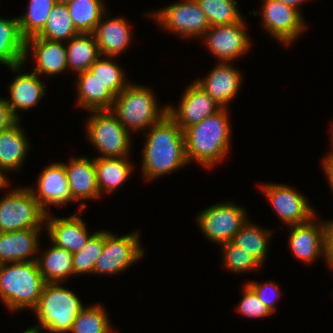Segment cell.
I'll return each instance as SVG.
<instances>
[{"label": "cell", "mask_w": 333, "mask_h": 333, "mask_svg": "<svg viewBox=\"0 0 333 333\" xmlns=\"http://www.w3.org/2000/svg\"><path fill=\"white\" fill-rule=\"evenodd\" d=\"M223 250V262L226 269L239 273L257 270L262 266L252 255L236 246L231 241L221 245Z\"/></svg>", "instance_id": "38"}, {"label": "cell", "mask_w": 333, "mask_h": 333, "mask_svg": "<svg viewBox=\"0 0 333 333\" xmlns=\"http://www.w3.org/2000/svg\"><path fill=\"white\" fill-rule=\"evenodd\" d=\"M111 328L107 312L96 303L81 310L70 333H111Z\"/></svg>", "instance_id": "34"}, {"label": "cell", "mask_w": 333, "mask_h": 333, "mask_svg": "<svg viewBox=\"0 0 333 333\" xmlns=\"http://www.w3.org/2000/svg\"><path fill=\"white\" fill-rule=\"evenodd\" d=\"M10 98L6 99L13 116L20 119L18 111H27L34 105H37L45 96V87L43 81L37 73H20L9 86Z\"/></svg>", "instance_id": "22"}, {"label": "cell", "mask_w": 333, "mask_h": 333, "mask_svg": "<svg viewBox=\"0 0 333 333\" xmlns=\"http://www.w3.org/2000/svg\"><path fill=\"white\" fill-rule=\"evenodd\" d=\"M331 145H332V150H333V133H332V135H331Z\"/></svg>", "instance_id": "48"}, {"label": "cell", "mask_w": 333, "mask_h": 333, "mask_svg": "<svg viewBox=\"0 0 333 333\" xmlns=\"http://www.w3.org/2000/svg\"><path fill=\"white\" fill-rule=\"evenodd\" d=\"M276 1L282 2L285 5L298 10L301 14H302V12L299 10V6H300V4L306 2V0H276Z\"/></svg>", "instance_id": "44"}, {"label": "cell", "mask_w": 333, "mask_h": 333, "mask_svg": "<svg viewBox=\"0 0 333 333\" xmlns=\"http://www.w3.org/2000/svg\"><path fill=\"white\" fill-rule=\"evenodd\" d=\"M55 4V0H29L27 12L18 17L20 32L25 39L37 35L44 28Z\"/></svg>", "instance_id": "33"}, {"label": "cell", "mask_w": 333, "mask_h": 333, "mask_svg": "<svg viewBox=\"0 0 333 333\" xmlns=\"http://www.w3.org/2000/svg\"><path fill=\"white\" fill-rule=\"evenodd\" d=\"M24 54L25 38L20 32L19 18H0V64L18 74L24 66Z\"/></svg>", "instance_id": "25"}, {"label": "cell", "mask_w": 333, "mask_h": 333, "mask_svg": "<svg viewBox=\"0 0 333 333\" xmlns=\"http://www.w3.org/2000/svg\"><path fill=\"white\" fill-rule=\"evenodd\" d=\"M17 121L6 103V99L0 97V132L10 128Z\"/></svg>", "instance_id": "42"}, {"label": "cell", "mask_w": 333, "mask_h": 333, "mask_svg": "<svg viewBox=\"0 0 333 333\" xmlns=\"http://www.w3.org/2000/svg\"><path fill=\"white\" fill-rule=\"evenodd\" d=\"M46 214L29 186L14 188L0 199V232L41 228Z\"/></svg>", "instance_id": "7"}, {"label": "cell", "mask_w": 333, "mask_h": 333, "mask_svg": "<svg viewBox=\"0 0 333 333\" xmlns=\"http://www.w3.org/2000/svg\"><path fill=\"white\" fill-rule=\"evenodd\" d=\"M77 105L89 111L109 110L116 96L89 71L77 74Z\"/></svg>", "instance_id": "26"}, {"label": "cell", "mask_w": 333, "mask_h": 333, "mask_svg": "<svg viewBox=\"0 0 333 333\" xmlns=\"http://www.w3.org/2000/svg\"><path fill=\"white\" fill-rule=\"evenodd\" d=\"M245 213L244 208L234 202H222L204 209L196 219L204 236L211 242L222 245L232 241L234 235L248 221Z\"/></svg>", "instance_id": "8"}, {"label": "cell", "mask_w": 333, "mask_h": 333, "mask_svg": "<svg viewBox=\"0 0 333 333\" xmlns=\"http://www.w3.org/2000/svg\"><path fill=\"white\" fill-rule=\"evenodd\" d=\"M37 193L30 188L41 207L48 213L47 205H63L73 201L69 190L64 164L52 163L38 176Z\"/></svg>", "instance_id": "17"}, {"label": "cell", "mask_w": 333, "mask_h": 333, "mask_svg": "<svg viewBox=\"0 0 333 333\" xmlns=\"http://www.w3.org/2000/svg\"><path fill=\"white\" fill-rule=\"evenodd\" d=\"M129 28L128 21L123 17L106 19V21L101 18L93 33L100 54L103 57H117L123 50L125 51L132 41L131 29Z\"/></svg>", "instance_id": "24"}, {"label": "cell", "mask_w": 333, "mask_h": 333, "mask_svg": "<svg viewBox=\"0 0 333 333\" xmlns=\"http://www.w3.org/2000/svg\"><path fill=\"white\" fill-rule=\"evenodd\" d=\"M86 121L89 142L102 155L99 158L128 157L131 148V132H128L116 115L109 110L90 111Z\"/></svg>", "instance_id": "6"}, {"label": "cell", "mask_w": 333, "mask_h": 333, "mask_svg": "<svg viewBox=\"0 0 333 333\" xmlns=\"http://www.w3.org/2000/svg\"><path fill=\"white\" fill-rule=\"evenodd\" d=\"M324 259L333 268V220L324 222Z\"/></svg>", "instance_id": "41"}, {"label": "cell", "mask_w": 333, "mask_h": 333, "mask_svg": "<svg viewBox=\"0 0 333 333\" xmlns=\"http://www.w3.org/2000/svg\"><path fill=\"white\" fill-rule=\"evenodd\" d=\"M40 230L32 228L0 232V264L37 261L34 254L39 251Z\"/></svg>", "instance_id": "20"}, {"label": "cell", "mask_w": 333, "mask_h": 333, "mask_svg": "<svg viewBox=\"0 0 333 333\" xmlns=\"http://www.w3.org/2000/svg\"><path fill=\"white\" fill-rule=\"evenodd\" d=\"M148 15L157 20L159 26L181 37H202L210 28L206 14L196 0L176 2Z\"/></svg>", "instance_id": "10"}, {"label": "cell", "mask_w": 333, "mask_h": 333, "mask_svg": "<svg viewBox=\"0 0 333 333\" xmlns=\"http://www.w3.org/2000/svg\"><path fill=\"white\" fill-rule=\"evenodd\" d=\"M245 26L243 18L234 24L211 26L202 38L220 62L231 63L250 48L251 40Z\"/></svg>", "instance_id": "13"}, {"label": "cell", "mask_w": 333, "mask_h": 333, "mask_svg": "<svg viewBox=\"0 0 333 333\" xmlns=\"http://www.w3.org/2000/svg\"><path fill=\"white\" fill-rule=\"evenodd\" d=\"M0 264V300L11 311L34 309L46 284L37 261Z\"/></svg>", "instance_id": "3"}, {"label": "cell", "mask_w": 333, "mask_h": 333, "mask_svg": "<svg viewBox=\"0 0 333 333\" xmlns=\"http://www.w3.org/2000/svg\"><path fill=\"white\" fill-rule=\"evenodd\" d=\"M101 55L89 68V72L97 77L106 87L117 96L123 91L130 83L126 82L124 71L112 58L115 56H106L102 58Z\"/></svg>", "instance_id": "35"}, {"label": "cell", "mask_w": 333, "mask_h": 333, "mask_svg": "<svg viewBox=\"0 0 333 333\" xmlns=\"http://www.w3.org/2000/svg\"><path fill=\"white\" fill-rule=\"evenodd\" d=\"M154 96L148 87L131 83L116 96L110 110L128 132L147 131L167 114V106L159 109Z\"/></svg>", "instance_id": "5"}, {"label": "cell", "mask_w": 333, "mask_h": 333, "mask_svg": "<svg viewBox=\"0 0 333 333\" xmlns=\"http://www.w3.org/2000/svg\"><path fill=\"white\" fill-rule=\"evenodd\" d=\"M246 284L257 294L261 302L265 304L273 314L276 311L275 302L281 296L278 284H275L272 281L262 282V284L250 281Z\"/></svg>", "instance_id": "40"}, {"label": "cell", "mask_w": 333, "mask_h": 333, "mask_svg": "<svg viewBox=\"0 0 333 333\" xmlns=\"http://www.w3.org/2000/svg\"><path fill=\"white\" fill-rule=\"evenodd\" d=\"M37 264L46 283H63L74 275L72 253L54 244L37 257Z\"/></svg>", "instance_id": "29"}, {"label": "cell", "mask_w": 333, "mask_h": 333, "mask_svg": "<svg viewBox=\"0 0 333 333\" xmlns=\"http://www.w3.org/2000/svg\"><path fill=\"white\" fill-rule=\"evenodd\" d=\"M176 108L167 105V114L184 131L187 127L216 114L223 107L194 81L186 88Z\"/></svg>", "instance_id": "14"}, {"label": "cell", "mask_w": 333, "mask_h": 333, "mask_svg": "<svg viewBox=\"0 0 333 333\" xmlns=\"http://www.w3.org/2000/svg\"><path fill=\"white\" fill-rule=\"evenodd\" d=\"M68 68L80 74L101 56L93 33H79L66 42Z\"/></svg>", "instance_id": "28"}, {"label": "cell", "mask_w": 333, "mask_h": 333, "mask_svg": "<svg viewBox=\"0 0 333 333\" xmlns=\"http://www.w3.org/2000/svg\"><path fill=\"white\" fill-rule=\"evenodd\" d=\"M31 49L37 65L34 73L56 76L68 69L66 45L62 41H51L36 35L25 39L24 64Z\"/></svg>", "instance_id": "16"}, {"label": "cell", "mask_w": 333, "mask_h": 333, "mask_svg": "<svg viewBox=\"0 0 333 333\" xmlns=\"http://www.w3.org/2000/svg\"><path fill=\"white\" fill-rule=\"evenodd\" d=\"M228 113V108H222L183 131L188 163L194 159L205 168H211L222 162L231 145Z\"/></svg>", "instance_id": "2"}, {"label": "cell", "mask_w": 333, "mask_h": 333, "mask_svg": "<svg viewBox=\"0 0 333 333\" xmlns=\"http://www.w3.org/2000/svg\"><path fill=\"white\" fill-rule=\"evenodd\" d=\"M46 229L50 241L60 248H64L70 253L81 251L88 240L96 233L89 234L86 223L76 214L70 217H52L46 214Z\"/></svg>", "instance_id": "15"}, {"label": "cell", "mask_w": 333, "mask_h": 333, "mask_svg": "<svg viewBox=\"0 0 333 333\" xmlns=\"http://www.w3.org/2000/svg\"><path fill=\"white\" fill-rule=\"evenodd\" d=\"M128 159L129 157L94 158L100 196L102 193H112L128 179L133 172V164Z\"/></svg>", "instance_id": "27"}, {"label": "cell", "mask_w": 333, "mask_h": 333, "mask_svg": "<svg viewBox=\"0 0 333 333\" xmlns=\"http://www.w3.org/2000/svg\"><path fill=\"white\" fill-rule=\"evenodd\" d=\"M68 163L63 164L73 202L99 199L100 192L97 185L94 158L73 157Z\"/></svg>", "instance_id": "21"}, {"label": "cell", "mask_w": 333, "mask_h": 333, "mask_svg": "<svg viewBox=\"0 0 333 333\" xmlns=\"http://www.w3.org/2000/svg\"><path fill=\"white\" fill-rule=\"evenodd\" d=\"M242 76L231 63L219 62L203 79L194 80L223 108L236 97Z\"/></svg>", "instance_id": "18"}, {"label": "cell", "mask_w": 333, "mask_h": 333, "mask_svg": "<svg viewBox=\"0 0 333 333\" xmlns=\"http://www.w3.org/2000/svg\"><path fill=\"white\" fill-rule=\"evenodd\" d=\"M138 231L117 236L104 231V248L98 257L93 274H118L137 262L144 255Z\"/></svg>", "instance_id": "9"}, {"label": "cell", "mask_w": 333, "mask_h": 333, "mask_svg": "<svg viewBox=\"0 0 333 333\" xmlns=\"http://www.w3.org/2000/svg\"><path fill=\"white\" fill-rule=\"evenodd\" d=\"M331 154H328L325 158H323V171H325L327 181L329 182L330 189L333 193V150L330 152Z\"/></svg>", "instance_id": "43"}, {"label": "cell", "mask_w": 333, "mask_h": 333, "mask_svg": "<svg viewBox=\"0 0 333 333\" xmlns=\"http://www.w3.org/2000/svg\"><path fill=\"white\" fill-rule=\"evenodd\" d=\"M263 28L285 46L293 43L306 29L303 15L296 9L276 0H263Z\"/></svg>", "instance_id": "12"}, {"label": "cell", "mask_w": 333, "mask_h": 333, "mask_svg": "<svg viewBox=\"0 0 333 333\" xmlns=\"http://www.w3.org/2000/svg\"><path fill=\"white\" fill-rule=\"evenodd\" d=\"M56 3H63V4H67L68 2L72 1V0H55Z\"/></svg>", "instance_id": "47"}, {"label": "cell", "mask_w": 333, "mask_h": 333, "mask_svg": "<svg viewBox=\"0 0 333 333\" xmlns=\"http://www.w3.org/2000/svg\"><path fill=\"white\" fill-rule=\"evenodd\" d=\"M60 283H46L35 311L40 332L69 333L78 314L84 308L79 297Z\"/></svg>", "instance_id": "4"}, {"label": "cell", "mask_w": 333, "mask_h": 333, "mask_svg": "<svg viewBox=\"0 0 333 333\" xmlns=\"http://www.w3.org/2000/svg\"><path fill=\"white\" fill-rule=\"evenodd\" d=\"M260 188L285 225L307 223L316 216L307 198L293 187L270 183L262 184Z\"/></svg>", "instance_id": "11"}, {"label": "cell", "mask_w": 333, "mask_h": 333, "mask_svg": "<svg viewBox=\"0 0 333 333\" xmlns=\"http://www.w3.org/2000/svg\"><path fill=\"white\" fill-rule=\"evenodd\" d=\"M9 180H7L5 177H3L0 174V189L5 188L8 185Z\"/></svg>", "instance_id": "45"}, {"label": "cell", "mask_w": 333, "mask_h": 333, "mask_svg": "<svg viewBox=\"0 0 333 333\" xmlns=\"http://www.w3.org/2000/svg\"><path fill=\"white\" fill-rule=\"evenodd\" d=\"M211 26L230 25L243 17L236 0H196Z\"/></svg>", "instance_id": "36"}, {"label": "cell", "mask_w": 333, "mask_h": 333, "mask_svg": "<svg viewBox=\"0 0 333 333\" xmlns=\"http://www.w3.org/2000/svg\"><path fill=\"white\" fill-rule=\"evenodd\" d=\"M243 288V298L237 307L240 314L250 318H263L272 315L271 311L247 284H244Z\"/></svg>", "instance_id": "39"}, {"label": "cell", "mask_w": 333, "mask_h": 333, "mask_svg": "<svg viewBox=\"0 0 333 333\" xmlns=\"http://www.w3.org/2000/svg\"><path fill=\"white\" fill-rule=\"evenodd\" d=\"M149 129L141 162V171L146 180L168 175L189 164L184 133L168 114Z\"/></svg>", "instance_id": "1"}, {"label": "cell", "mask_w": 333, "mask_h": 333, "mask_svg": "<svg viewBox=\"0 0 333 333\" xmlns=\"http://www.w3.org/2000/svg\"><path fill=\"white\" fill-rule=\"evenodd\" d=\"M79 32L69 15L67 4L56 3L51 10L44 28L36 35L51 41H69Z\"/></svg>", "instance_id": "32"}, {"label": "cell", "mask_w": 333, "mask_h": 333, "mask_svg": "<svg viewBox=\"0 0 333 333\" xmlns=\"http://www.w3.org/2000/svg\"><path fill=\"white\" fill-rule=\"evenodd\" d=\"M104 248V231L96 232L82 248L72 254L73 271L75 275L93 273L95 263Z\"/></svg>", "instance_id": "37"}, {"label": "cell", "mask_w": 333, "mask_h": 333, "mask_svg": "<svg viewBox=\"0 0 333 333\" xmlns=\"http://www.w3.org/2000/svg\"><path fill=\"white\" fill-rule=\"evenodd\" d=\"M273 231L265 230L261 226L250 223H246L241 229L234 235L232 243L236 246H240L242 250L252 255L261 265L265 264L269 236Z\"/></svg>", "instance_id": "31"}, {"label": "cell", "mask_w": 333, "mask_h": 333, "mask_svg": "<svg viewBox=\"0 0 333 333\" xmlns=\"http://www.w3.org/2000/svg\"><path fill=\"white\" fill-rule=\"evenodd\" d=\"M25 134L20 120L10 128L0 132V174L7 180V175L4 172L20 170L28 154L30 142Z\"/></svg>", "instance_id": "23"}, {"label": "cell", "mask_w": 333, "mask_h": 333, "mask_svg": "<svg viewBox=\"0 0 333 333\" xmlns=\"http://www.w3.org/2000/svg\"><path fill=\"white\" fill-rule=\"evenodd\" d=\"M67 8L79 33H94L100 19L107 17L104 0H72Z\"/></svg>", "instance_id": "30"}, {"label": "cell", "mask_w": 333, "mask_h": 333, "mask_svg": "<svg viewBox=\"0 0 333 333\" xmlns=\"http://www.w3.org/2000/svg\"><path fill=\"white\" fill-rule=\"evenodd\" d=\"M313 217L309 222L303 224L289 225V246L293 255L305 263H312L320 257H324V224L316 223ZM315 221V222H314Z\"/></svg>", "instance_id": "19"}, {"label": "cell", "mask_w": 333, "mask_h": 333, "mask_svg": "<svg viewBox=\"0 0 333 333\" xmlns=\"http://www.w3.org/2000/svg\"><path fill=\"white\" fill-rule=\"evenodd\" d=\"M22 333H40V331L35 327H30Z\"/></svg>", "instance_id": "46"}]
</instances>
